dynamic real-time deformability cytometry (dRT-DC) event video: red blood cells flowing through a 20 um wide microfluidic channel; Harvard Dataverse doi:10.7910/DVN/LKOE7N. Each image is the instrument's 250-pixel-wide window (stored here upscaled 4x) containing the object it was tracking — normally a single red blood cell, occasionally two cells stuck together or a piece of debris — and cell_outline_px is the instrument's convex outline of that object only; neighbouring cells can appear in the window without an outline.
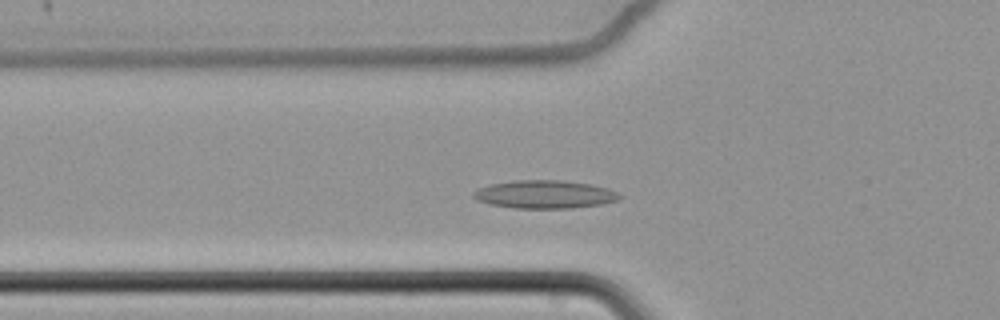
{"species": "common noctule bat (a hibernating species)", "species_latin": "Nyctalus noctula", "temperature_condition": "cold", "stored_images_in_passage": 55, "camera_frame_rate_fps": 3000, "um_per_image_px": 0.085, "animal": {"sex": "female", "body_mass_g": 22.7, "forearm_length_mm": 54.2}, "frame": {"image": 1, "passage_image": 15, "time_ms": 4.667, "image_size_px": [1000, 320], "cell_outline_px": [[624, 196], [620, 200], [600, 204], [572, 208], [516, 208], [488, 204], [472, 196], [472, 192], [488, 184], [516, 180], [564, 180], [592, 184], [608, 188]], "centroid_in_image_um": [46.33, 16.51], "position_along_channel_um": 79.5, "area_um2": 24.04}}
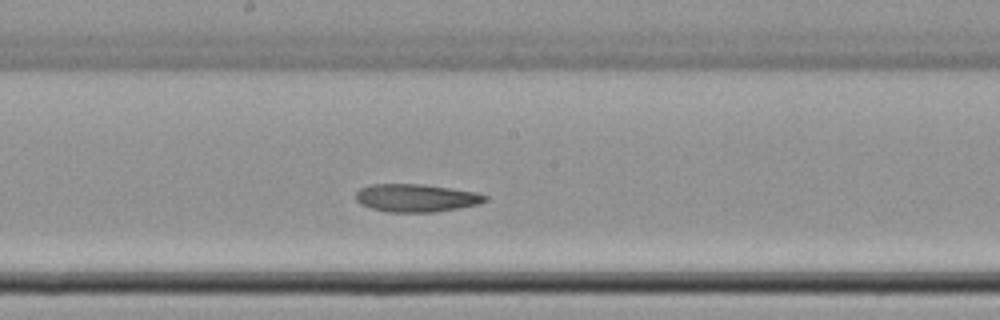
{"frame": {"image": 2, "passage_image": 27, "time_ms": 8.667, "image_size_px": [1000, 320], "cell_outline_px": [[488, 200], [480, 204], [460, 208], [436, 212], [388, 212], [372, 208], [360, 204], [356, 200], [356, 192], [360, 188], [372, 184], [420, 184], [476, 192], [488, 196]], "centroid_in_image_um": [35.39, 16.83], "position_along_channel_um": 212.8, "area_um2": 21.04}}
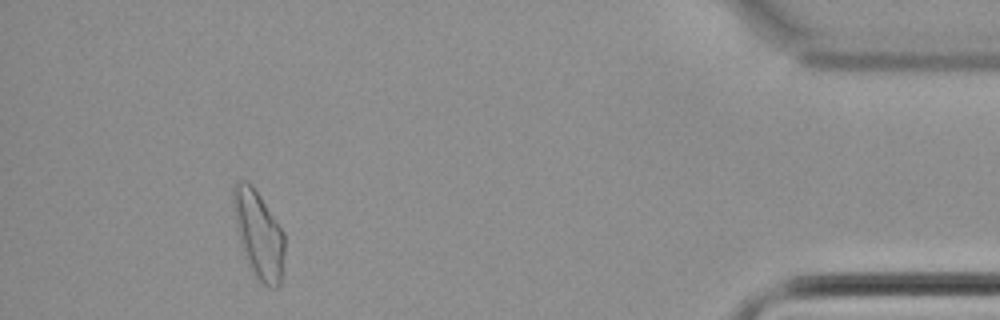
{"frame": {"image": 3, "passage_image": 50, "time_ms": 16.333, "image_size_px": [1000, 320], "cell_outline_px": [[284, 252], [280, 284], [276, 288], [272, 288], [264, 284], [252, 272], [244, 256], [240, 244], [232, 200], [232, 188], [236, 180], [244, 180], [252, 184], [284, 232]], "centroid_in_image_um": [21.97, 19.9], "position_along_channel_um": 413.2, "area_um2": 25.95}, "authors_computed_cell_mechanics": {"area_um2": 22.6576, "velocity_mm_per_s": 3.3592, "shape_relaxation_time_tau1_ms": null, "shape_relaxation_time_tau2_ms": 3.5828, "deformation_change_tau1": null, "deformation_change_tau2": 0.0948}}